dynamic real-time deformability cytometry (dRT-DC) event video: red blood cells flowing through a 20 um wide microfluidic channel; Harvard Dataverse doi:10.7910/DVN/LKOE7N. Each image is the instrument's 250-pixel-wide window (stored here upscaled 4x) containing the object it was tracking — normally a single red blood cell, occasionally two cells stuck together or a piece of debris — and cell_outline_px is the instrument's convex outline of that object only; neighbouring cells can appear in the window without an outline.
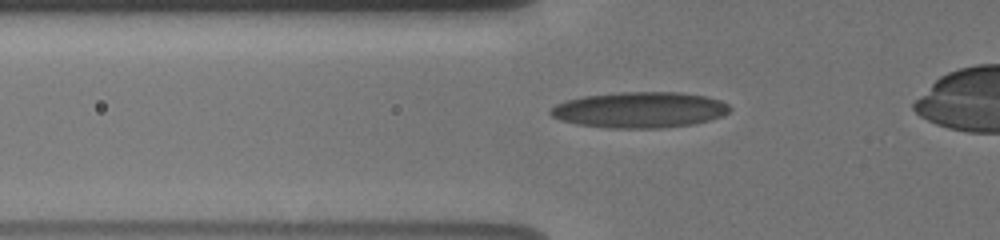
{"species": "human", "species_latin": "Homo sapiens", "temperature_condition": "cold", "stored_images_in_passage": 45, "camera_frame_rate_fps": 3000, "um_per_image_px": 0.085, "donor": {"sex": "male"}, "frame": {"image": 1, "passage_image": 15, "time_ms": 4.667, "image_size_px": [1000, 240], "cell_outline_px": [[732, 108], [724, 116], [692, 124], [660, 128], [608, 128], [576, 124], [560, 120], [552, 116], [548, 112], [548, 108], [564, 100], [584, 96], [620, 92], [680, 92], [708, 96], [720, 100], [728, 104]], "centroid_in_image_um": [54.35, 9.33], "position_along_channel_um": 71.4, "area_um2": 37.8}}
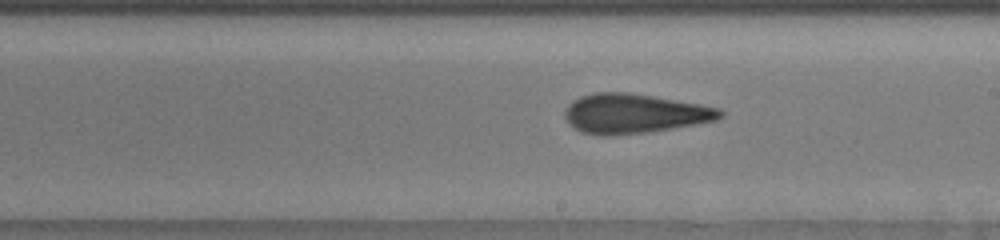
{"frame": {"image": 2, "passage_image": 28, "time_ms": 9.0, "image_size_px": [1000, 240], "cell_outline_px": [[724, 116], [716, 120], [696, 124], [644, 132], [608, 136], [596, 136], [580, 132], [564, 116], [564, 108], [572, 100], [580, 96], [596, 92], [628, 92], [700, 104], [720, 108], [724, 112]], "centroid_in_image_um": [53.89, 9.65], "position_along_channel_um": 235.1, "area_um2": 35.72}}
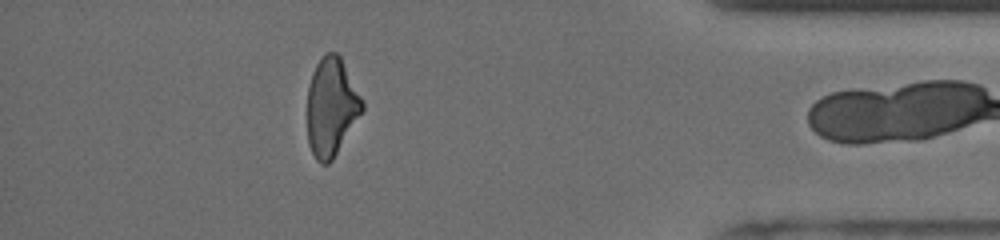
{"frame": {"image": 3, "passage_image": 44, "time_ms": 14.333, "image_size_px": [1000, 240], "cell_outline_px": [[364, 108], [332, 160], [328, 164], [320, 164], [316, 160], [308, 144], [308, 88], [312, 72], [316, 64], [324, 52], [336, 52], [340, 56], [364, 100]], "centroid_in_image_um": [28.16, 9.07], "position_along_channel_um": 407.0, "area_um2": 31.39}}